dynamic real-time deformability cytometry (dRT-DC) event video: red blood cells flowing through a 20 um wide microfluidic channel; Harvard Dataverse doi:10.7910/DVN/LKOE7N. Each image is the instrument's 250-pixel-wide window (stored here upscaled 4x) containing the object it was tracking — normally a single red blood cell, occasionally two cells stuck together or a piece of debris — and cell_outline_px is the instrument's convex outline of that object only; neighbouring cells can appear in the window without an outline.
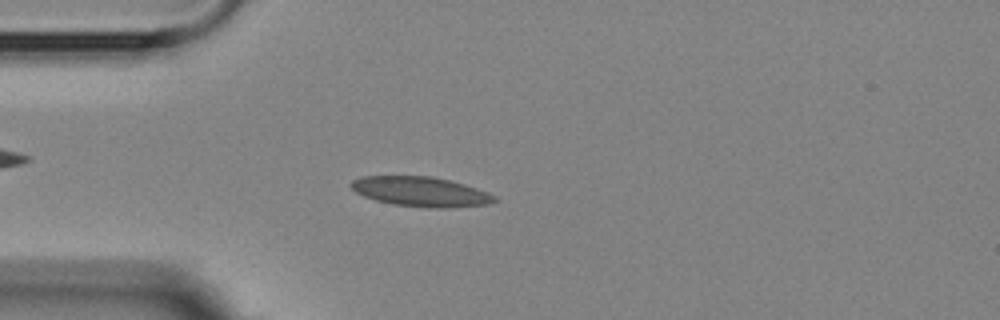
{"species": "Egyptian fruit bat (a non-hibernating species)", "species_latin": "Rousettus aegyptiacus", "temperature_condition": "room temperature", "stored_images_in_passage": 3, "camera_frame_rate_fps": 3000, "um_per_image_px": 0.085, "animal": {"sex": "female"}, "frame": {"image": 1, "passage_image": 3, "time_ms": 2.333, "image_size_px": [1000, 320], "cell_outline_px": [[500, 200], [488, 204], [452, 208], [428, 208], [392, 204], [376, 200], [364, 196], [356, 192], [352, 188], [352, 180], [364, 176], [432, 176], [464, 184], [488, 192], [496, 196]], "centroid_in_image_um": [35.82, 16.3], "position_along_channel_um": 49.2, "area_um2": 24.91}}